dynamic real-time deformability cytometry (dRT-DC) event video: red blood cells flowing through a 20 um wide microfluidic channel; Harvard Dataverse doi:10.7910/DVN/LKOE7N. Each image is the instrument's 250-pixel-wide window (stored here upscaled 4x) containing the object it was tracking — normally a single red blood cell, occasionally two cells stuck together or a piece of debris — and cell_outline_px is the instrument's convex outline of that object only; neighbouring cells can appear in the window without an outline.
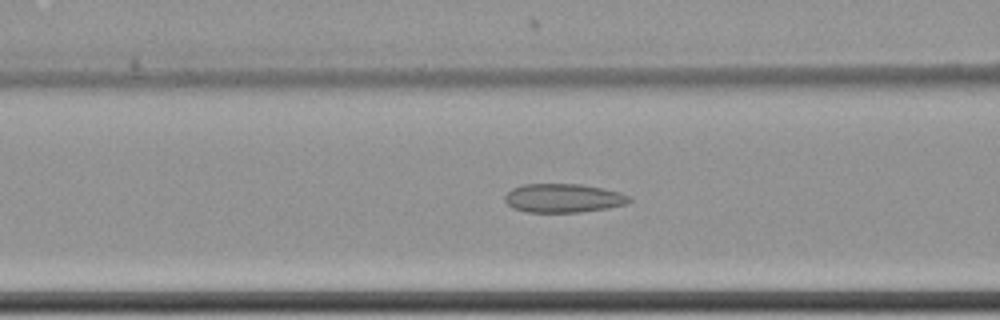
{"species": "common noctule bat (a hibernating species)", "species_latin": "Nyctalus noctula", "temperature_condition": "cold", "stored_images_in_passage": 62, "camera_frame_rate_fps": 3000, "um_per_image_px": 0.085, "animal": {"sex": "female", "body_mass_g": 22.7, "forearm_length_mm": 54.2}, "frame": {"image": 1, "passage_image": 27, "time_ms": 8.667, "image_size_px": [1000, 320], "cell_outline_px": [[632, 200], [624, 204], [608, 208], [580, 212], [528, 212], [512, 208], [504, 200], [504, 196], [512, 188], [524, 184], [580, 184], [604, 188], [620, 192], [628, 196]], "centroid_in_image_um": [47.86, 16.84], "position_along_channel_um": 118.7, "area_um2": 20.87}}
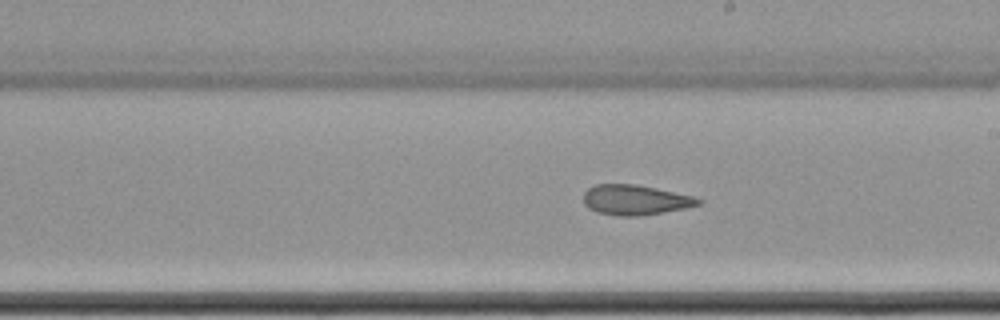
{"frame": {"image": 2, "passage_image": 37, "time_ms": 12.0, "image_size_px": [1000, 320], "cell_outline_px": [[704, 200], [700, 204], [688, 208], [640, 216], [620, 216], [596, 212], [588, 208], [584, 204], [584, 192], [588, 188], [596, 184], [636, 184], [656, 188], [692, 196]], "centroid_in_image_um": [54.0, 17.0], "position_along_channel_um": 235.0, "area_um2": 20.23}}
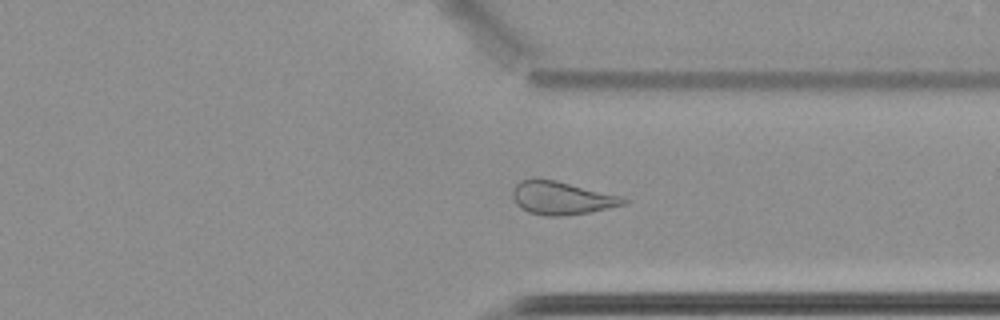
{"frame": {"image": 3, "passage_image": 48, "time_ms": 15.667, "image_size_px": [1000, 320], "cell_outline_px": [[628, 200], [624, 204], [588, 212], [560, 216], [544, 216], [528, 212], [520, 208], [516, 204], [512, 196], [512, 192], [516, 184], [520, 180], [532, 176], [536, 176], [556, 180], [620, 196]], "centroid_in_image_um": [47.63, 16.8], "position_along_channel_um": 363.8, "area_um2": 21.5}, "authors_computed_cell_mechanics": {"area_um2": 23.7558, "velocity_mm_per_s": 3.4891, "shape_relaxation_time_tau1_ms": null, "shape_relaxation_time_tau2_ms": 2.7701, "deformation_change_tau1": null, "deformation_change_tau2": 0.0845}}